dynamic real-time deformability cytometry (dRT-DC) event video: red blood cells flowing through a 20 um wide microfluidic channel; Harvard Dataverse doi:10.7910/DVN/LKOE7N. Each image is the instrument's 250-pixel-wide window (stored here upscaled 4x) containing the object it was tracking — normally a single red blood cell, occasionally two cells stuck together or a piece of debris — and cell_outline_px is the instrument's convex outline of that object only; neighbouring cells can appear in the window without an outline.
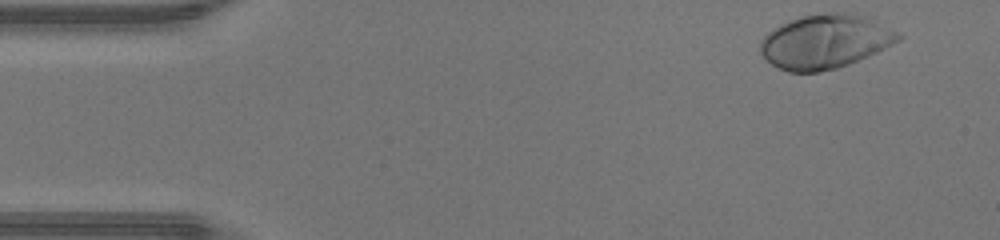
{"species": "human", "species_latin": "Homo sapiens", "temperature_condition": "warm", "stored_images_in_passage": 44, "camera_frame_rate_fps": 3000, "um_per_image_px": 0.085, "donor": {"sex": "male"}, "frame": {"image": 1, "passage_image": 1, "time_ms": 0.0, "image_size_px": [1000, 240], "cell_outline_px": [[904, 36], [900, 40], [876, 52], [848, 64], [836, 68], [820, 72], [788, 72], [772, 64], [760, 52], [760, 40], [768, 32], [780, 24], [800, 16], [824, 12], [856, 12], [872, 16]], "centroid_in_image_um": [70.17, 3.49], "position_along_channel_um": 14.8, "area_um2": 43.93}}
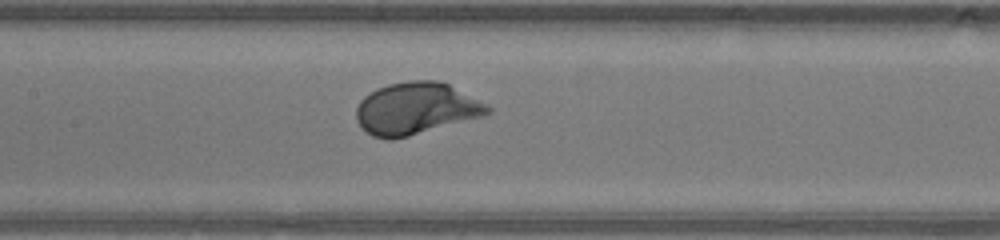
{"frame": {"image": 2, "passage_image": 19, "time_ms": 6.0, "image_size_px": [1000, 240], "cell_outline_px": [[492, 112], [484, 116], [408, 136], [392, 140], [388, 140], [372, 136], [356, 120], [356, 108], [360, 100], [364, 96], [376, 88], [388, 84], [408, 80], [440, 80], [488, 104], [492, 108]], "centroid_in_image_um": [35.36, 9.21], "position_along_channel_um": 172.0, "area_um2": 39.94}}
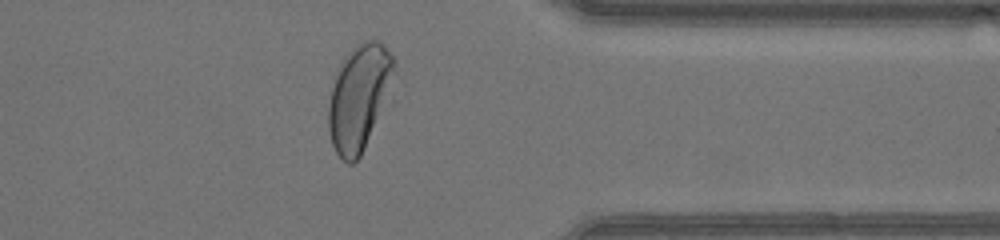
{"frame": {"image": 3, "passage_image": 34, "time_ms": 11.0, "image_size_px": [1000, 240], "cell_outline_px": [[396, 68], [364, 148], [360, 156], [352, 164], [348, 164], [336, 152], [332, 144], [328, 128], [328, 104], [332, 88], [340, 64], [348, 52], [352, 48], [364, 40], [380, 40], [384, 44], [392, 56]], "centroid_in_image_um": [30.47, 8.23], "position_along_channel_um": 380.9, "area_um2": 38.96}, "authors_computed_cell_mechanics": {"area_um2": 39.9976, "velocity_mm_per_s": 4.4169, "shape_relaxation_time_tau1_ms": 1.6347, "shape_relaxation_time_tau2_ms": null, "deformation_change_tau1": 0.1459, "deformation_change_tau2": null}}